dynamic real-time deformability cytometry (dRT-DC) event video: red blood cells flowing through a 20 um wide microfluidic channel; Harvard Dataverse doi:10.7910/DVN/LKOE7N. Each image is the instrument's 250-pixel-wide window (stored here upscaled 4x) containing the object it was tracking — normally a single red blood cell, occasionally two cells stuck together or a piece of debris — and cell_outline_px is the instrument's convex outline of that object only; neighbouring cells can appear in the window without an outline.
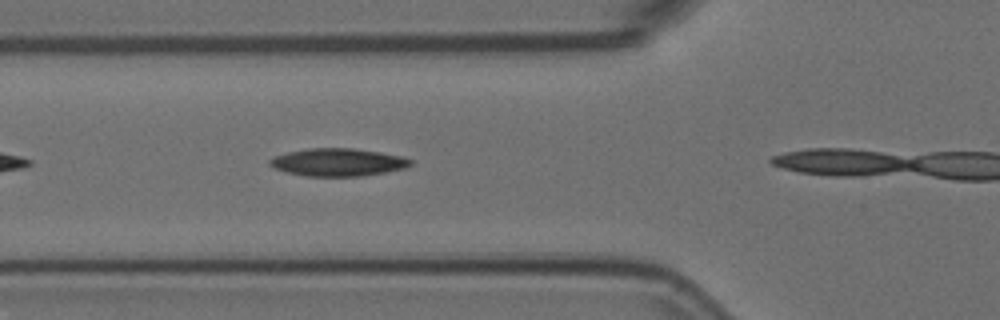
{"species": "Egyptian fruit bat (a non-hibernating species)", "species_latin": "Rousettus aegyptiacus", "temperature_condition": "room temperature", "stored_images_in_passage": 6, "camera_frame_rate_fps": 3000, "um_per_image_px": 0.085, "animal": {"sex": "female"}, "frame": {"image": 1, "passage_image": 5, "time_ms": 1.333, "image_size_px": [1000, 320], "cell_outline_px": [[412, 164], [404, 168], [384, 172], [360, 176], [308, 176], [288, 172], [276, 168], [268, 164], [268, 160], [276, 156], [288, 152], [308, 148], [352, 148], [380, 152], [400, 156], [412, 160]], "centroid_in_image_um": [28.72, 13.78], "position_along_channel_um": 97.1, "area_um2": 22.43}}